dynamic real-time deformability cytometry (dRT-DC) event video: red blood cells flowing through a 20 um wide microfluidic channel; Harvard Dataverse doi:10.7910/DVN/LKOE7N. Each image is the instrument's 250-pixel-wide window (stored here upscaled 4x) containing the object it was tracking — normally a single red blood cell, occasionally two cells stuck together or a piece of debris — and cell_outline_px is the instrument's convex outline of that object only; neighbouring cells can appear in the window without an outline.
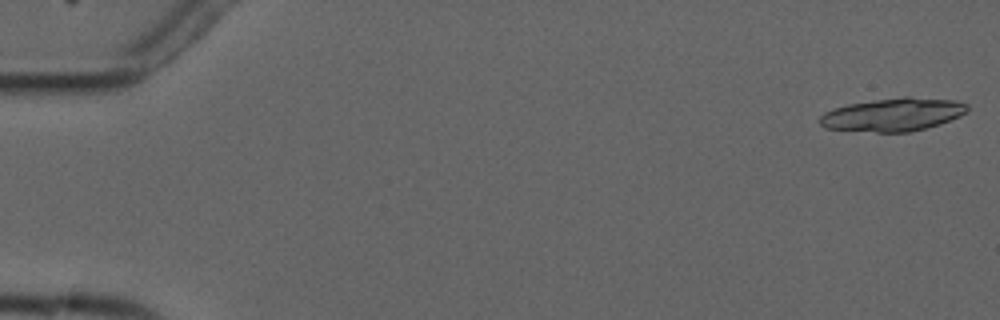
{"species": "common noctule bat (a hibernating species)", "species_latin": "Nyctalus noctula", "temperature_condition": "cold", "stored_images_in_passage": 7, "segment_of_instrument_passage": [1, 2], "camera_frame_rate_fps": 3000, "um_per_image_px": 0.085, "animal": {"sex": "male", "forearm_length_mm": 52.5}, "frame": {"image": 1, "passage_image": 1, "time_ms": 0.0, "image_size_px": [1000, 320], "cell_outline_px": [[968, 112], [960, 116], [940, 124], [908, 132], [876, 132], [824, 128], [820, 124], [820, 116], [824, 112], [832, 108], [848, 104], [904, 96], [908, 96], [952, 100], [968, 104]], "centroid_in_image_um": [75.91, 9.74], "position_along_channel_um": 9.1, "area_um2": 28.44}}
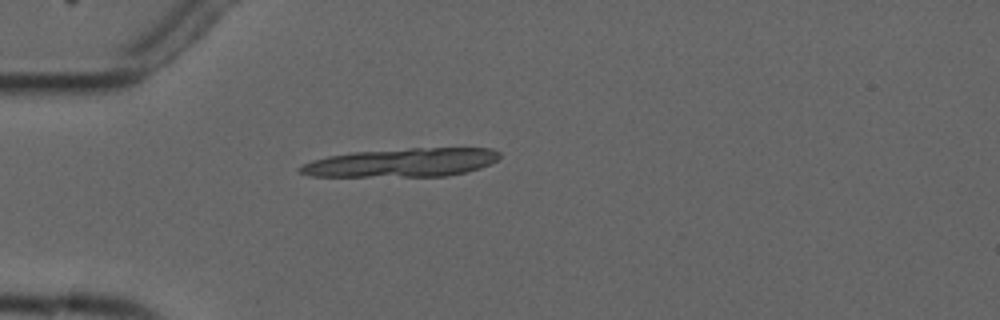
{"frame": {"image": 2, "passage_image": 4, "time_ms": 4.667, "image_size_px": [1000, 320], "cell_outline_px": [[500, 156], [496, 160], [480, 168], [464, 172], [444, 176], [312, 176], [300, 172], [296, 168], [312, 160], [328, 156], [352, 152], [408, 148], [492, 148], [500, 152]], "centroid_in_image_um": [34.15, 13.81], "position_along_channel_um": 50.8, "area_um2": 33.06}}